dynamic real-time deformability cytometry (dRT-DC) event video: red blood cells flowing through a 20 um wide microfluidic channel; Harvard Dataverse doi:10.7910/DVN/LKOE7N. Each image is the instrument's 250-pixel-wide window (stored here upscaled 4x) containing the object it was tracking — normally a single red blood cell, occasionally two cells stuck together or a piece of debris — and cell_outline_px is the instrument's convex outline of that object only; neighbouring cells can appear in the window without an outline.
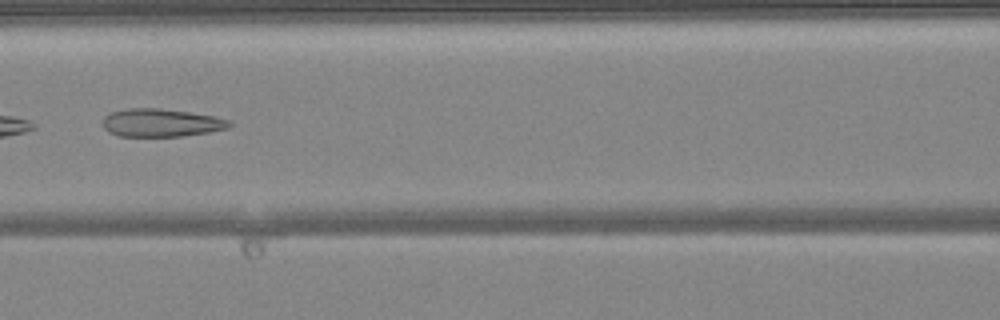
{"species": "common noctule bat (a hibernating species)", "species_latin": "Nyctalus noctula", "temperature_condition": "warm", "stored_images_in_passage": 49, "segment_of_instrument_passage": [1, 2], "camera_frame_rate_fps": 3000, "um_per_image_px": 0.085, "animal": {"sex": "female", "body_mass_g": 24.6, "forearm_length_mm": 56.2}, "frame": {"image": 1, "passage_image": 22, "time_ms": 7.0, "image_size_px": [1000, 320], "cell_outline_px": [[232, 124], [228, 128], [208, 132], [180, 136], [116, 136], [108, 132], [104, 128], [104, 116], [112, 112], [128, 108], [160, 108], [216, 116], [232, 120]], "centroid_in_image_um": [13.72, 10.43], "position_along_channel_um": 152.9, "area_um2": 20.69}}
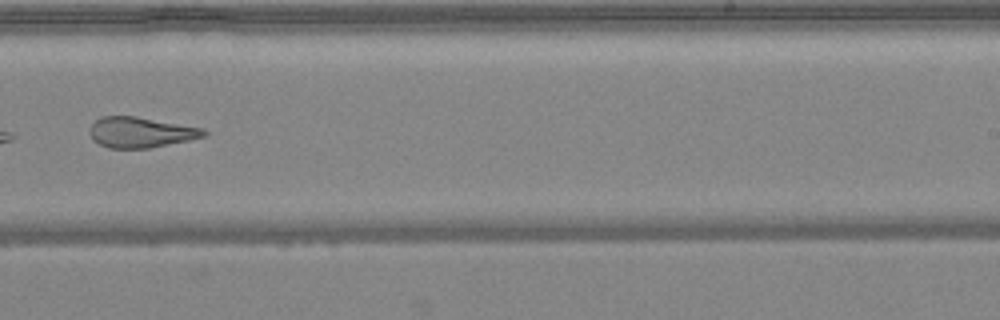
{"frame": {"image": 2, "passage_image": 31, "time_ms": 10.0, "image_size_px": [1000, 320], "cell_outline_px": [[208, 136], [148, 148], [108, 148], [92, 140], [88, 132], [92, 124], [100, 116], [136, 116], [204, 128], [208, 132]], "centroid_in_image_um": [11.96, 11.24], "position_along_channel_um": 277.0, "area_um2": 20.4}}
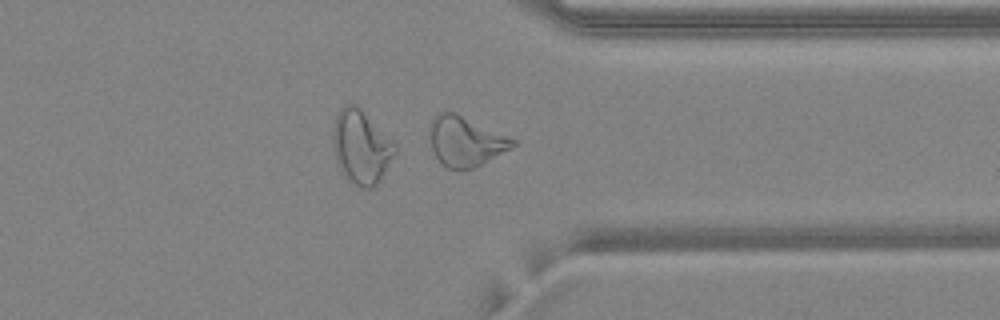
{"frame": {"image": 3, "passage_image": 38, "time_ms": 12.333, "image_size_px": [1000, 320], "cell_outline_px": [[516, 144], [480, 164], [472, 168], [460, 172], [448, 168], [436, 156], [432, 148], [428, 136], [428, 128], [432, 120], [440, 112], [456, 112], [508, 136], [516, 140]], "centroid_in_image_um": [39.51, 12.0], "position_along_channel_um": 371.9, "area_um2": 23.87}}